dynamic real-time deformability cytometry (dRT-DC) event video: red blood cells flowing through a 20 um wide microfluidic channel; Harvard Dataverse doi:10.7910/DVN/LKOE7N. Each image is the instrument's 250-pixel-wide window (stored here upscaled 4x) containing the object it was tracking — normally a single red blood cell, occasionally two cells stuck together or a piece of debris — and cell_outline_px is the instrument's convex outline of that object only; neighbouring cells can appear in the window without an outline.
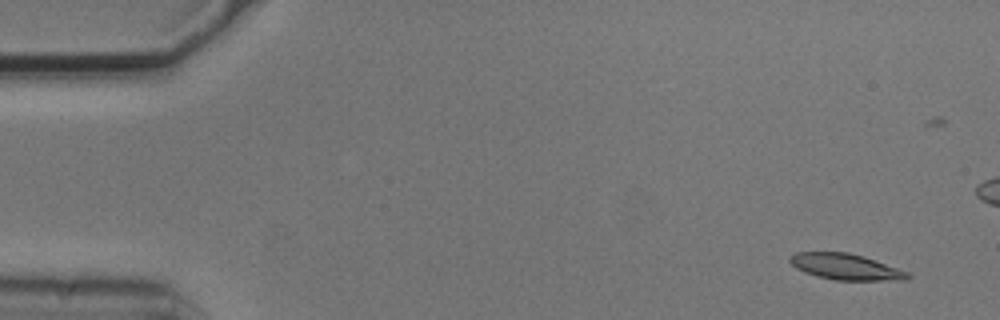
{"species": "common noctule bat (a hibernating species)", "species_latin": "Nyctalus noctula", "temperature_condition": "cold", "stored_images_in_passage": 16, "camera_frame_rate_fps": 3000, "um_per_image_px": 0.085, "animal": {"sex": "male", "body_mass_g": 20.5, "forearm_length_mm": 52.5}, "frame": {"image": 1, "passage_image": 1, "time_ms": 0.0, "image_size_px": [1000, 320], "cell_outline_px": [[912, 276], [908, 280], [836, 280], [816, 276], [804, 272], [796, 268], [788, 260], [788, 256], [796, 252], [848, 252], [864, 256], [908, 272]], "centroid_in_image_um": [71.87, 22.67], "position_along_channel_um": 13.1, "area_um2": 17.92}}
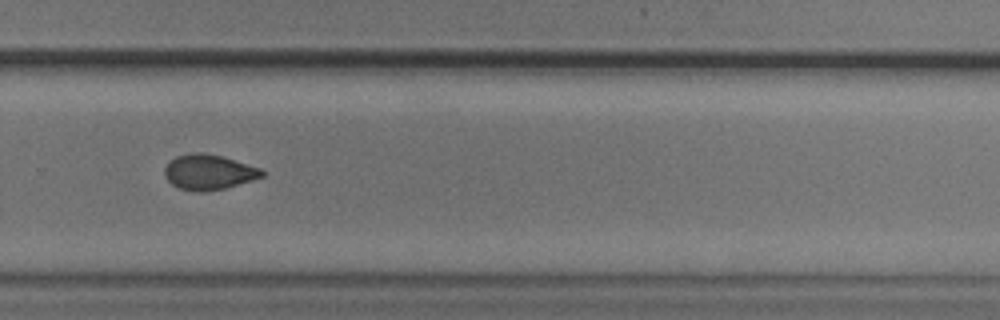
{"frame": {"image": 2, "passage_image": 12, "time_ms": 3.667, "image_size_px": [1000, 320], "cell_outline_px": [[264, 176], [252, 180], [224, 188], [200, 192], [196, 192], [180, 188], [172, 184], [164, 176], [164, 168], [176, 156], [200, 152], [220, 156], [260, 168], [264, 172]], "centroid_in_image_um": [17.73, 14.64], "position_along_channel_um": 312.1, "area_um2": 19.54}}
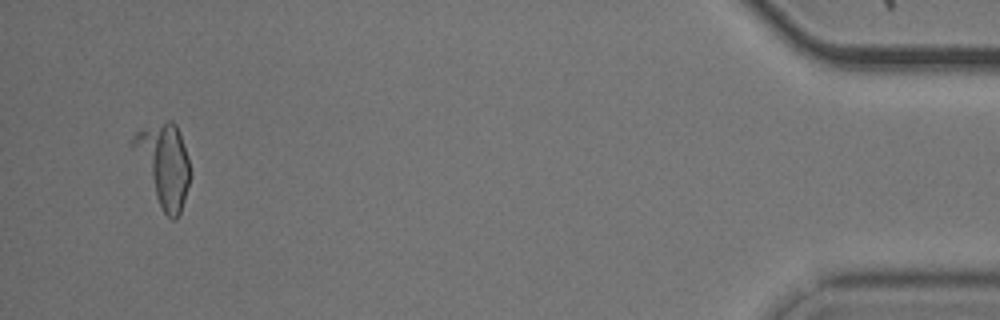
{"frame": {"image": 3, "passage_image": 16, "time_ms": 5.0, "image_size_px": [1000, 320], "cell_outline_px": [[188, 184], [184, 200], [180, 212], [176, 220], [172, 220], [164, 212], [128, 144], [132, 136], [136, 132], [144, 128], [168, 120], [172, 120], [176, 124], [188, 160]], "centroid_in_image_um": [13.87, 13.95], "position_along_channel_um": 421.3, "area_um2": 26.65}}